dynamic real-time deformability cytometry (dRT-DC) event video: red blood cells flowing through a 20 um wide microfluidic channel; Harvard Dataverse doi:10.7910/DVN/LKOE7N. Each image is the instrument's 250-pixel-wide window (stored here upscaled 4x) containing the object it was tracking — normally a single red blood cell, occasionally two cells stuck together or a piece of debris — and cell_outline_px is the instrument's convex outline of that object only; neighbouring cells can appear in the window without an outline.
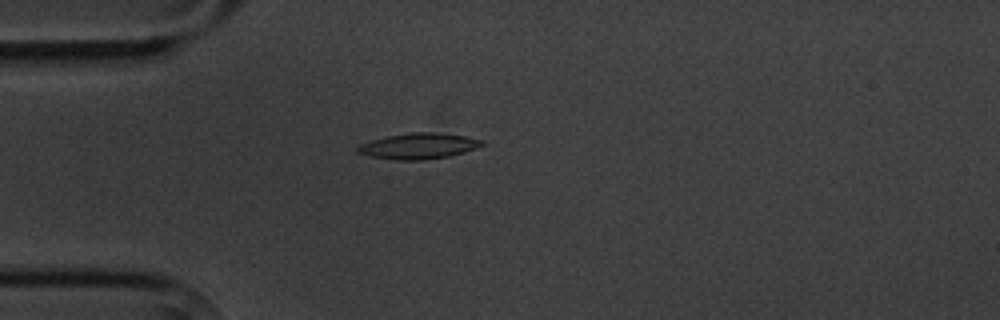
{"species": "common noctule bat (a hibernating species)", "species_latin": "Nyctalus noctula", "temperature_condition": "cold", "stored_images_in_passage": 12, "camera_frame_rate_fps": 3000, "um_per_image_px": 0.085, "animal": {"sex": "male", "body_mass_g": 20.1, "forearm_length_mm": 53.5}, "frame": {"image": 1, "passage_image": 1, "time_ms": 0.0, "image_size_px": [1000, 320], "cell_outline_px": [[484, 144], [476, 148], [464, 152], [448, 156], [424, 160], [396, 160], [372, 156], [356, 152], [356, 148], [360, 144], [372, 140], [388, 136], [412, 132], [432, 132], [464, 136], [484, 140]], "centroid_in_image_um": [35.58, 12.41], "position_along_channel_um": 49.4, "area_um2": 18.5}}
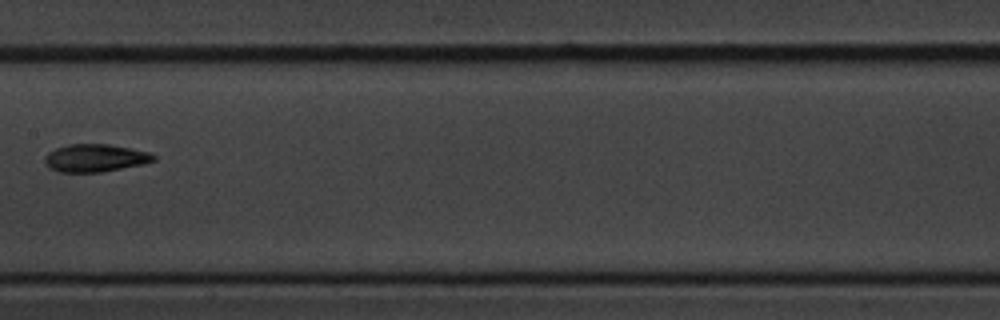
{"frame": {"image": 2, "passage_image": 5, "time_ms": 4.667, "image_size_px": [1000, 320], "cell_outline_px": [[156, 160], [144, 164], [100, 172], [60, 172], [52, 168], [44, 160], [44, 156], [48, 152], [56, 148], [68, 144], [112, 144], [148, 152], [156, 156]], "centroid_in_image_um": [8.11, 13.42], "position_along_channel_um": 199.3, "area_um2": 17.51}}
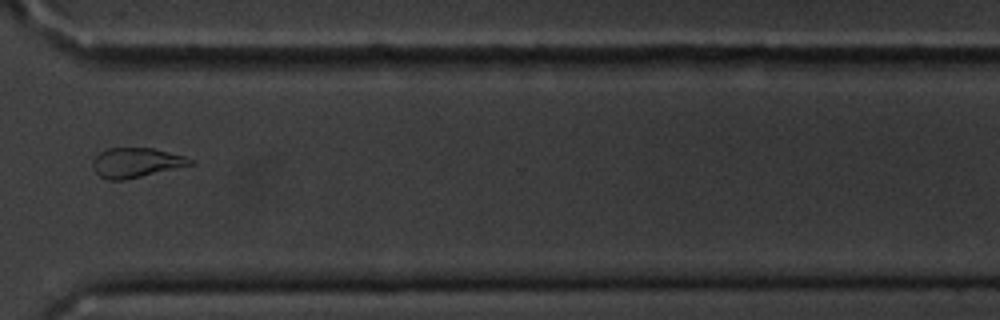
{"frame": {"image": 3, "passage_image": 9, "time_ms": 9.333, "image_size_px": [1000, 320], "cell_outline_px": [[196, 164], [124, 180], [108, 180], [100, 176], [92, 168], [92, 160], [100, 152], [108, 148], [152, 148], [184, 156], [196, 160]], "centroid_in_image_um": [11.59, 13.83], "position_along_channel_um": 359.0, "area_um2": 16.94}, "authors_computed_cell_mechanics": {"area_um2": 17.629, "velocity_mm_per_s": 3.4381, "shape_relaxation_time_tau1_ms": 5.5039, "shape_relaxation_time_tau2_ms": null, "deformation_change_tau1": 0.1599, "deformation_change_tau2": null}}